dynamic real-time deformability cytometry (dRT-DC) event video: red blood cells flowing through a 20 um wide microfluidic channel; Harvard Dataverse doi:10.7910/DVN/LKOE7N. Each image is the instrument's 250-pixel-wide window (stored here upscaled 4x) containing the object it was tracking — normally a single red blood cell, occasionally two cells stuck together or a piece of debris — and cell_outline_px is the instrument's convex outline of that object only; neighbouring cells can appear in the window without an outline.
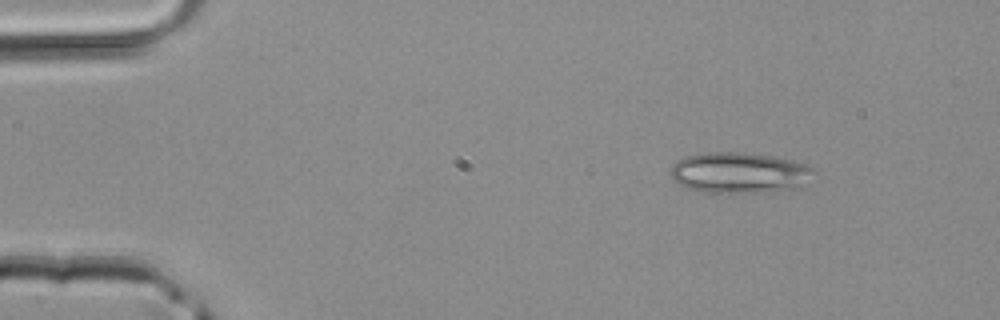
{"species": "common noctule bat (a hibernating species)", "species_latin": "Nyctalus noctula", "temperature_condition": "room temperature", "stored_images_in_passage": 3, "segment_of_instrument_passage": [1, 2], "camera_frame_rate_fps": 3000, "um_per_image_px": 0.085, "animal": {"sex": "male", "body_mass_g": 20.4}, "frame": {"image": 1, "passage_image": 1, "time_ms": 0.0, "image_size_px": [1000, 320], "cell_outline_px": [[816, 172], [796, 188], [732, 196], [724, 196], [684, 188], [672, 180], [668, 172], [672, 164], [676, 160], [684, 156], [704, 152], [744, 152], [772, 156], [792, 160], [808, 164], [816, 168]], "centroid_in_image_um": [62.76, 14.71], "position_along_channel_um": 22.2, "area_um2": 35.49}}